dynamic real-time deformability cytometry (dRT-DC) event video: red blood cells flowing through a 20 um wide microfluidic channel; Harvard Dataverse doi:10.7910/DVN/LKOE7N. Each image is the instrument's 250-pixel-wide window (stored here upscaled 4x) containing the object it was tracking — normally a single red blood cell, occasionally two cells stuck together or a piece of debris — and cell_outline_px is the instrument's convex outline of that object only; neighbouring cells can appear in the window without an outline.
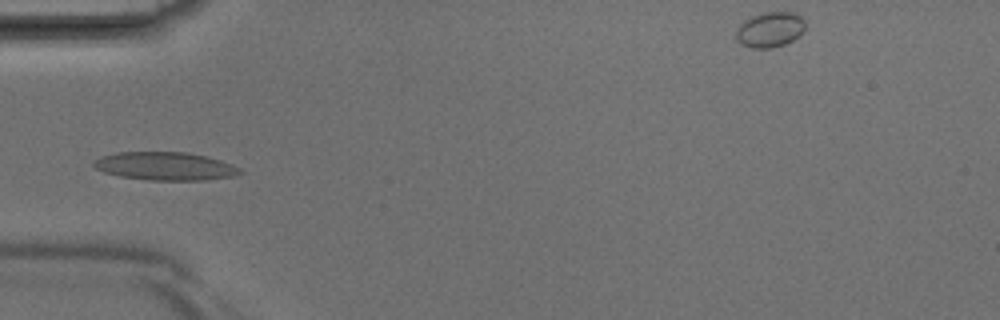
{"species": "Egyptian fruit bat (a non-hibernating species)", "species_latin": "Rousettus aegyptiacus", "temperature_condition": "room temperature", "stored_images_in_passage": 30, "segment_of_instrument_passage": [1, 2], "camera_frame_rate_fps": 3000, "um_per_image_px": 0.085, "animal": {"sex": "male"}, "frame": {"image": 1, "passage_image": 1, "time_ms": 0.0, "image_size_px": [1000, 320], "cell_outline_px": [[244, 172], [236, 176], [204, 180], [148, 180], [120, 176], [104, 172], [96, 168], [92, 164], [100, 156], [116, 152], [184, 152], [204, 156], [220, 160], [232, 164], [240, 168]], "centroid_in_image_um": [14.06, 14.13], "position_along_channel_um": 70.9, "area_um2": 23.99}}
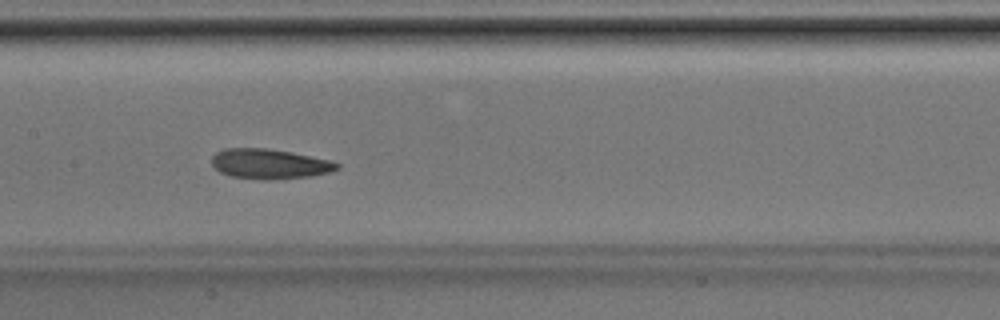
{"frame": {"image": 2, "passage_image": 8, "time_ms": 2.333, "image_size_px": [1000, 320], "cell_outline_px": [[340, 168], [332, 172], [312, 176], [268, 180], [264, 180], [228, 176], [220, 172], [212, 164], [212, 156], [216, 152], [224, 148], [268, 148], [292, 152], [332, 160], [340, 164]], "centroid_in_image_um": [22.94, 13.93], "position_along_channel_um": 184.5, "area_um2": 22.2}}
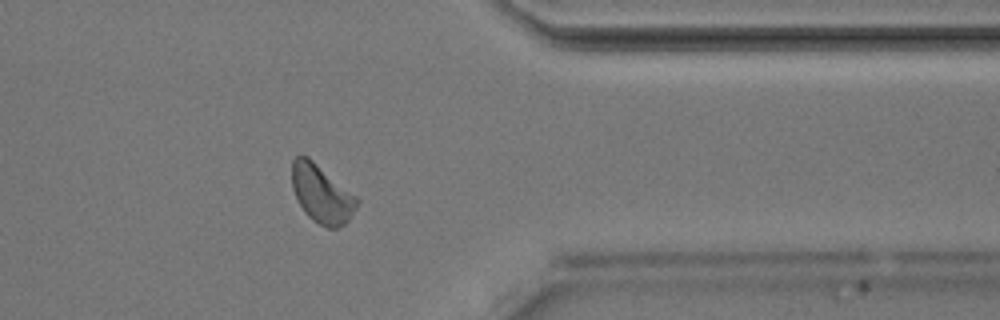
{"frame": {"image": 3, "passage_image": 21, "time_ms": 6.667, "image_size_px": [1000, 320], "cell_outline_px": [[360, 204], [348, 220], [344, 224], [336, 228], [328, 228], [312, 220], [304, 212], [292, 188], [292, 160], [296, 156], [308, 156], [356, 196], [360, 200]], "centroid_in_image_um": [27.35, 16.48], "position_along_channel_um": 384.0, "area_um2": 21.91}}